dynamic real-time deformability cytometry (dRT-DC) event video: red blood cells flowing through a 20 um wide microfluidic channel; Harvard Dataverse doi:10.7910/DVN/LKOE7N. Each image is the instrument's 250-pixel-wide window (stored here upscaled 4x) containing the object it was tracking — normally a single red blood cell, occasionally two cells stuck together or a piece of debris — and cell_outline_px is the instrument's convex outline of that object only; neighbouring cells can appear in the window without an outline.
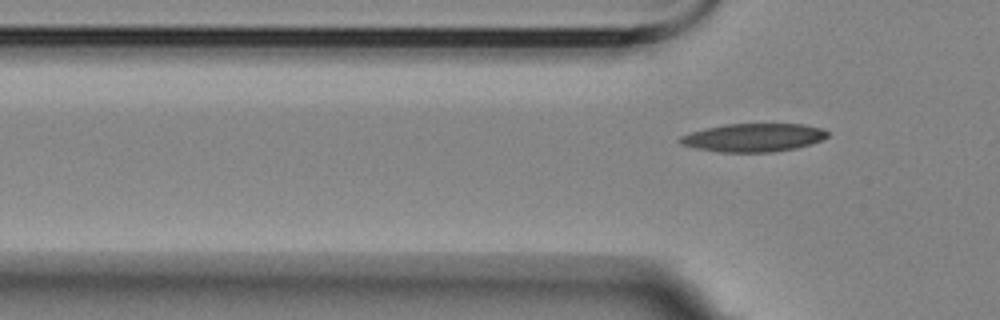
{"species": "Egyptian fruit bat (a non-hibernating species)", "species_latin": "Rousettus aegyptiacus", "temperature_condition": "room temperature", "stored_images_in_passage": 5, "camera_frame_rate_fps": 3000, "um_per_image_px": 0.085, "animal": {"sex": "female"}, "frame": {"image": 1, "passage_image": 5, "time_ms": 6.667, "image_size_px": [1000, 320], "cell_outline_px": [[828, 136], [812, 144], [796, 148], [772, 152], [720, 152], [696, 148], [680, 144], [676, 140], [680, 136], [692, 132], [724, 124], [804, 124], [820, 128], [828, 132]], "centroid_in_image_um": [64.03, 11.7], "position_along_channel_um": 61.8, "area_um2": 24.22}}